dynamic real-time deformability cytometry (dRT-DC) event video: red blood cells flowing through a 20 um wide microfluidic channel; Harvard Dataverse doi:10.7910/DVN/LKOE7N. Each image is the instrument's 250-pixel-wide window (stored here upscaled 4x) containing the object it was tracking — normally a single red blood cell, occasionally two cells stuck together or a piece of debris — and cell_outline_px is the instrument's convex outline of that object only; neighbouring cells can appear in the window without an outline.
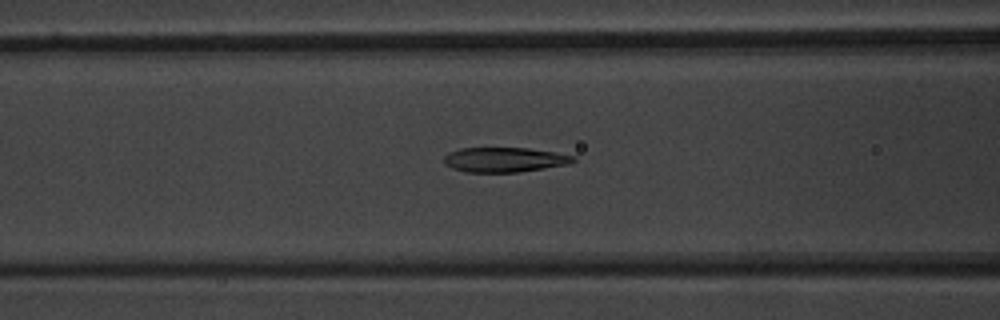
{"species": "common noctule bat (a hibernating species)", "species_latin": "Nyctalus noctula", "temperature_condition": "warm", "stored_images_in_passage": 47, "camera_frame_rate_fps": 3000, "um_per_image_px": 0.085, "animal": {"sex": "male", "body_mass_g": 20.1, "forearm_length_mm": 53.5}, "frame": {"image": 1, "passage_image": 17, "time_ms": 5.333, "image_size_px": [1000, 320], "cell_outline_px": [[576, 160], [568, 164], [520, 172], [464, 172], [452, 168], [444, 164], [444, 156], [448, 152], [460, 148], [528, 148], [556, 152], [576, 156]], "centroid_in_image_um": [42.87, 13.57], "position_along_channel_um": 123.7, "area_um2": 18.79}}
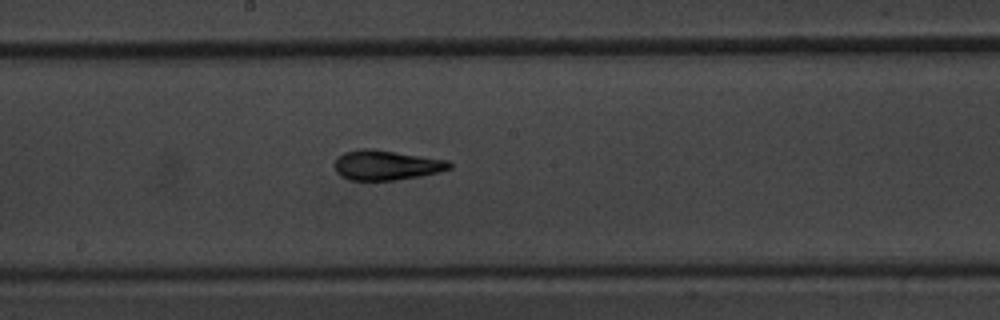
{"frame": {"image": 2, "passage_image": 24, "time_ms": 7.667, "image_size_px": [1000, 320], "cell_outline_px": [[452, 168], [440, 172], [420, 176], [396, 180], [348, 180], [340, 176], [336, 172], [336, 160], [344, 152], [360, 148], [372, 148], [448, 160], [452, 164]], "centroid_in_image_um": [32.86, 14.03], "position_along_channel_um": 215.3, "area_um2": 20.06}}
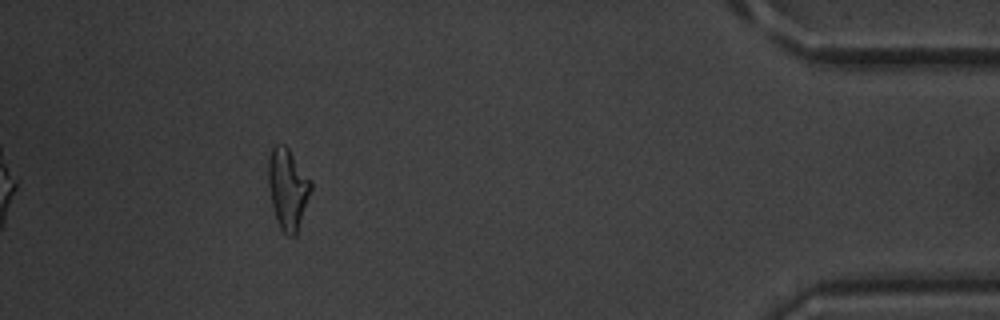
{"frame": {"image": 3, "passage_image": 43, "time_ms": 14.0, "image_size_px": [1000, 320], "cell_outline_px": [[312, 188], [296, 236], [288, 236], [280, 228], [276, 220], [268, 188], [268, 160], [272, 148], [276, 144], [284, 144], [288, 148], [312, 180]], "centroid_in_image_um": [24.46, 16.04], "position_along_channel_um": 410.7, "area_um2": 20.17}, "authors_computed_cell_mechanics": {"area_um2": 19.652, "velocity_mm_per_s": 3.9256, "shape_relaxation_time_tau1_ms": 3.7875, "shape_relaxation_time_tau2_ms": 1.873, "deformation_change_tau1": 0.1665, "deformation_change_tau2": 0.0935}}